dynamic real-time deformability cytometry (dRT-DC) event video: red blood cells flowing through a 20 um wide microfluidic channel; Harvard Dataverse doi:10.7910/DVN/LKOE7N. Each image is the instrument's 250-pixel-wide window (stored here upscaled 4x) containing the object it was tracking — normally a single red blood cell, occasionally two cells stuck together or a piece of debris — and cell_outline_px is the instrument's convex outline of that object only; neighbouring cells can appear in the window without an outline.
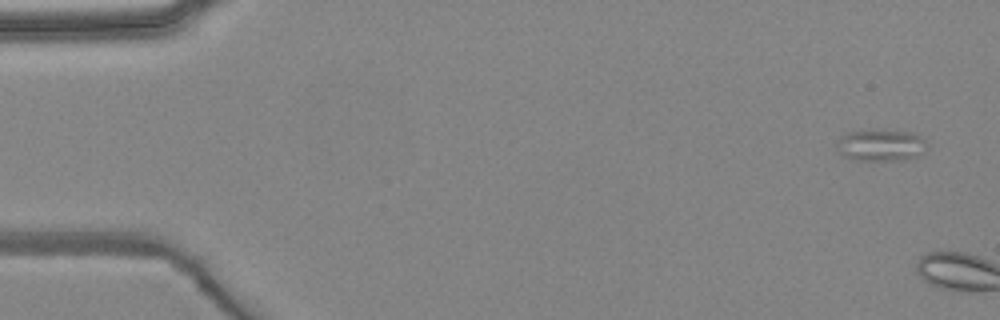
{"species": "common noctule bat (a hibernating species)", "species_latin": "Nyctalus noctula", "temperature_condition": "warm", "stored_images_in_passage": 4, "camera_frame_rate_fps": 3000, "um_per_image_px": 0.085, "animal": {"sex": "female", "body_mass_g": 24.6, "forearm_length_mm": 56.2}, "frame": {"image": 1, "passage_image": 1, "time_ms": 0.0, "image_size_px": [1000, 320], "cell_outline_px": [[928, 148], [924, 152], [916, 156], [904, 160], [852, 160], [844, 156], [836, 148], [836, 140], [844, 132], [872, 128], [912, 132], [920, 136], [928, 144]], "centroid_in_image_um": [74.84, 12.31], "position_along_channel_um": 10.2, "area_um2": 17.4}}